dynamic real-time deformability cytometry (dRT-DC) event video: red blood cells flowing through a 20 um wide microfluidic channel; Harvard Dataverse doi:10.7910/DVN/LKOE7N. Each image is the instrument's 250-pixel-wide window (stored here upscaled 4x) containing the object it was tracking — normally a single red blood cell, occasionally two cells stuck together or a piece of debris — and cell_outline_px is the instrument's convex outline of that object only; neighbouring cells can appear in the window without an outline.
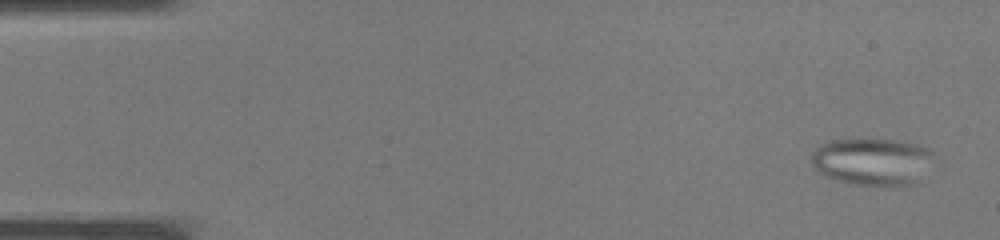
{"species": "common noctule bat (a hibernating species)", "species_latin": "Nyctalus noctula", "temperature_condition": "warm", "stored_images_in_passage": 37, "camera_frame_rate_fps": 3000, "um_per_image_px": 0.085, "animal": {"sex": "male", "body_mass_g": 19.0, "forearm_length_mm": 50.8}, "frame": {"image": 1, "passage_image": 2, "time_ms": 0.333, "image_size_px": [1000, 240], "cell_outline_px": [[932, 156], [920, 184], [900, 188], [876, 188], [848, 184], [836, 180], [820, 172], [812, 164], [812, 152], [820, 144], [832, 140], [852, 136], [860, 136], [896, 140], [916, 144], [928, 148], [932, 152]], "centroid_in_image_um": [74.17, 13.75], "position_along_channel_um": 10.8, "area_um2": 35.6}}
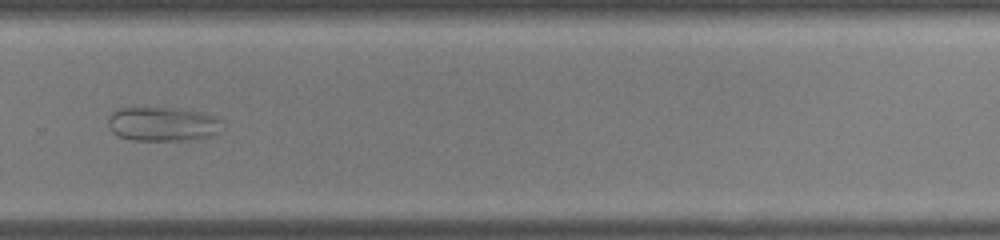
{"frame": {"image": 2, "passage_image": 26, "time_ms": 8.333, "image_size_px": [1000, 240], "cell_outline_px": [[220, 132], [212, 136], [188, 140], [132, 140], [120, 136], [112, 132], [108, 124], [108, 116], [112, 112], [120, 108], [176, 108], [200, 112], [216, 116], [220, 120]], "centroid_in_image_um": [13.82, 10.54], "position_along_channel_um": 316.0, "area_um2": 22.72}}
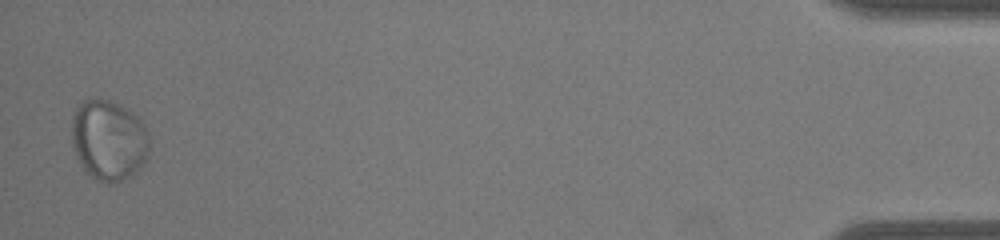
{"frame": {"image": 3, "passage_image": 37, "time_ms": 12.0, "image_size_px": [1000, 240], "cell_outline_px": [[148, 156], [132, 176], [108, 184], [96, 180], [84, 172], [76, 156], [72, 144], [72, 116], [76, 108], [84, 100], [108, 100], [132, 112], [144, 124], [148, 136]], "centroid_in_image_um": [9.21, 11.95], "position_along_channel_um": 426.0, "area_um2": 36.3}}